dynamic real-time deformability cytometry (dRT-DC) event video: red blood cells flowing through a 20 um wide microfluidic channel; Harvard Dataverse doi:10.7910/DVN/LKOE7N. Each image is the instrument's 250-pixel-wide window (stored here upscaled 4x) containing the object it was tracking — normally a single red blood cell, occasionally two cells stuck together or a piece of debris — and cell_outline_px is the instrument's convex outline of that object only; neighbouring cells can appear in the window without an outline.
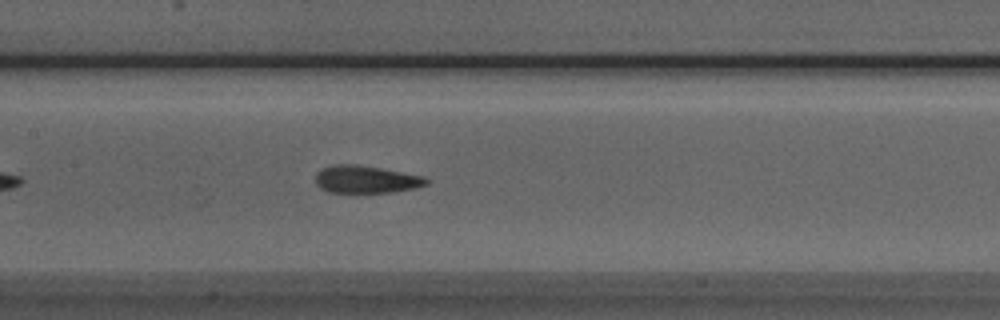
{"species": "Egyptian fruit bat (a non-hibernating species)", "species_latin": "Rousettus aegyptiacus", "temperature_condition": "room temperature", "stored_images_in_passage": 40, "camera_frame_rate_fps": 3000, "um_per_image_px": 0.085, "animal": {"sex": "male"}, "frame": {"image": 1, "passage_image": 12, "time_ms": 3.667, "image_size_px": [1000, 320], "cell_outline_px": [[428, 184], [416, 188], [392, 192], [360, 196], [328, 192], [320, 188], [316, 184], [316, 172], [324, 168], [336, 164], [356, 164], [380, 168], [424, 176], [428, 180]], "centroid_in_image_um": [31.09, 15.31], "position_along_channel_um": 176.3, "area_um2": 18.61}}
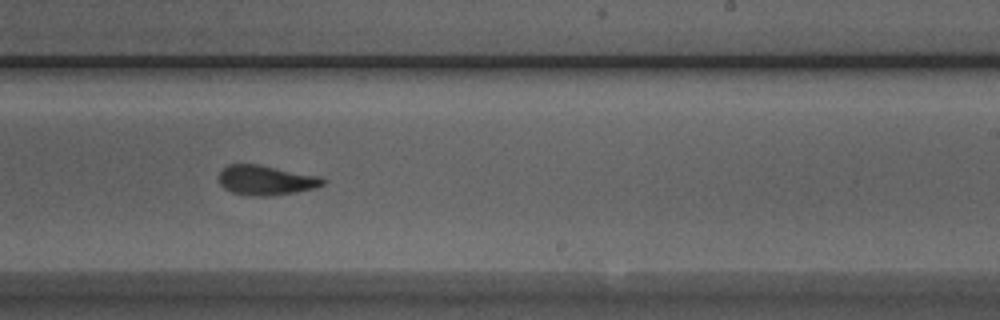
{"frame": {"image": 2, "passage_image": 19, "time_ms": 6.0, "image_size_px": [1000, 320], "cell_outline_px": [[328, 180], [324, 184], [316, 188], [296, 192], [272, 196], [252, 196], [232, 192], [224, 188], [220, 184], [220, 172], [228, 164], [260, 164], [320, 176]], "centroid_in_image_um": [22.65, 15.32], "position_along_channel_um": 266.3, "area_um2": 18.21}}
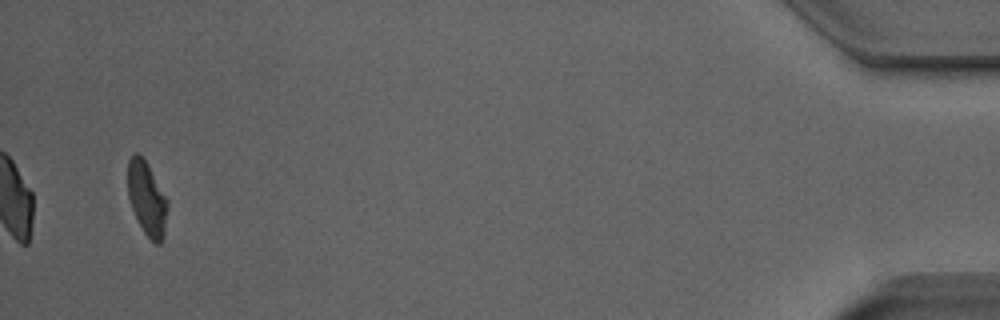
{"frame": {"image": 3, "passage_image": 38, "time_ms": 12.333, "image_size_px": [1000, 320], "cell_outline_px": [[168, 204], [164, 236], [160, 244], [156, 244], [144, 232], [132, 208], [128, 196], [128, 160], [136, 152], [144, 160], [168, 200]], "centroid_in_image_um": [12.49, 16.91], "position_along_channel_um": 422.7, "area_um2": 16.65}, "authors_computed_cell_mechanics": {"area_um2": 18.1781, "velocity_mm_per_s": 3.8813, "shape_relaxation_time_tau1_ms": 6.8003, "shape_relaxation_time_tau2_ms": 1.9791, "deformation_change_tau1": 0.1797, "deformation_change_tau2": 0.1037}}